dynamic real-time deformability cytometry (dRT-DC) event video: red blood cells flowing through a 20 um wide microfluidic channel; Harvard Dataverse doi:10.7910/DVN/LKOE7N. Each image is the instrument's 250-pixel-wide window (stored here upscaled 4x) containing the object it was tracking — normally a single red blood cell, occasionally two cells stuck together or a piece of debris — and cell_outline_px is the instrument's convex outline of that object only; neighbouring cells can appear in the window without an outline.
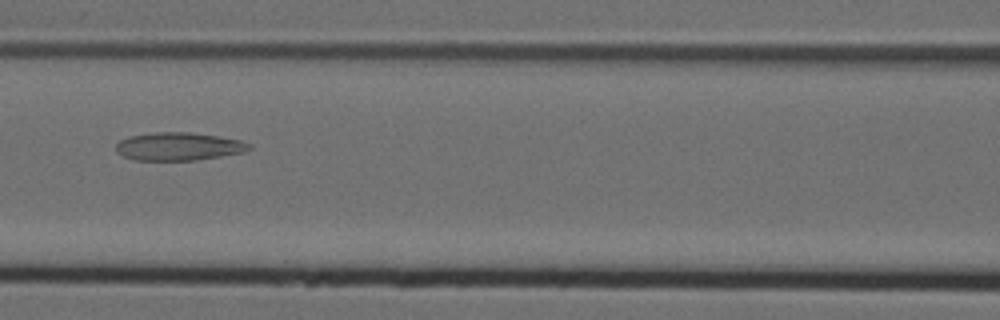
{"species": "Egyptian fruit bat (a non-hibernating species)", "species_latin": "Rousettus aegyptiacus", "temperature_condition": "cold", "stored_images_in_passage": 31, "camera_frame_rate_fps": 3000, "um_per_image_px": 0.085, "animal": {"sex": "female"}, "frame": {"image": 1, "passage_image": 8, "time_ms": 2.333, "image_size_px": [1000, 320], "cell_outline_px": [[252, 148], [244, 152], [196, 160], [136, 160], [124, 156], [116, 152], [116, 144], [120, 140], [128, 136], [156, 132], [192, 132], [240, 140], [252, 144]], "centroid_in_image_um": [15.18, 12.44], "position_along_channel_um": 151.4, "area_um2": 21.73}}
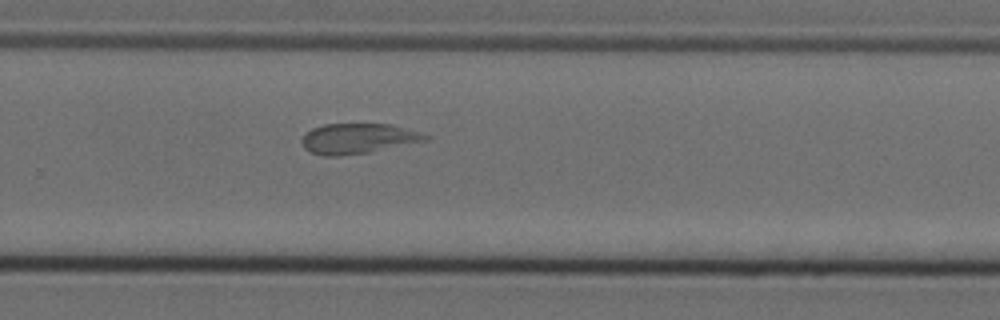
{"frame": {"image": 2, "passage_image": 20, "time_ms": 6.333, "image_size_px": [1000, 320], "cell_outline_px": [[432, 136], [428, 140], [368, 152], [336, 156], [324, 156], [312, 152], [304, 148], [300, 140], [312, 128], [324, 124], [388, 124], [424, 132]], "centroid_in_image_um": [30.46, 11.77], "position_along_channel_um": 299.3, "area_um2": 21.68}}
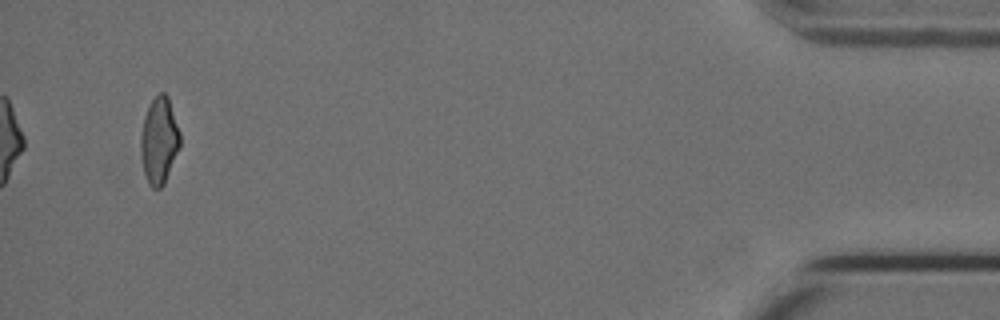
{"frame": {"image": 3, "passage_image": 31, "time_ms": 10.0, "image_size_px": [1000, 320], "cell_outline_px": [[180, 148], [164, 184], [160, 188], [152, 188], [148, 184], [144, 172], [140, 152], [140, 136], [144, 116], [152, 100], [160, 92], [164, 92], [168, 96], [180, 132]], "centroid_in_image_um": [13.53, 11.96], "position_along_channel_um": 421.7, "area_um2": 19.94}, "authors_computed_cell_mechanics": {"area_um2": 21.7328, "velocity_mm_per_s": 3.7309, "shape_relaxation_time_tau1_ms": null, "shape_relaxation_time_tau2_ms": 2.0254, "deformation_change_tau1": null, "deformation_change_tau2": 0.0764}}